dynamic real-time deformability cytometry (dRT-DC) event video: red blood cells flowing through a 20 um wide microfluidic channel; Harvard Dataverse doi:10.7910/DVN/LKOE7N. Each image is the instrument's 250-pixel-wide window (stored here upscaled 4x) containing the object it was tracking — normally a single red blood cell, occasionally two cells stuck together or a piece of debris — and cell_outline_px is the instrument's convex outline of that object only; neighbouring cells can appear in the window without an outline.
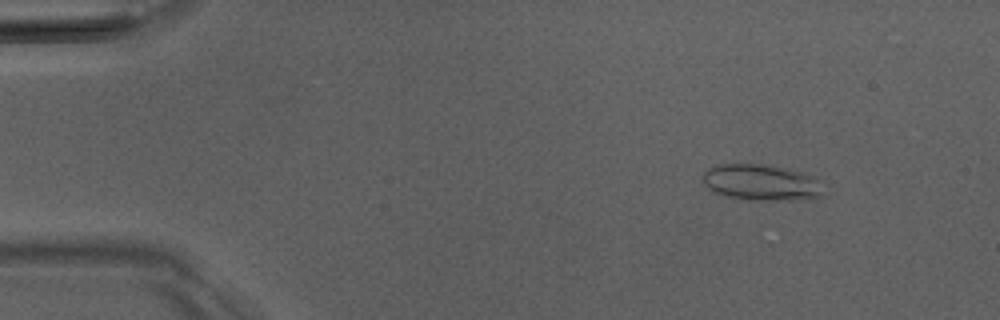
{"species": "Egyptian fruit bat (a non-hibernating species)", "species_latin": "Rousettus aegyptiacus", "temperature_condition": "room temperature", "stored_images_in_passage": 5, "camera_frame_rate_fps": 3000, "um_per_image_px": 0.085, "animal": {"sex": "male"}, "frame": {"image": 1, "passage_image": 2, "time_ms": 1.0, "image_size_px": [1000, 320], "cell_outline_px": [[820, 196], [792, 200], [748, 200], [728, 196], [712, 192], [704, 184], [704, 172], [708, 168], [720, 164], [756, 164], [800, 172], [812, 176], [816, 180]], "centroid_in_image_um": [64.58, 15.52], "position_along_channel_um": 20.4, "area_um2": 24.51}}